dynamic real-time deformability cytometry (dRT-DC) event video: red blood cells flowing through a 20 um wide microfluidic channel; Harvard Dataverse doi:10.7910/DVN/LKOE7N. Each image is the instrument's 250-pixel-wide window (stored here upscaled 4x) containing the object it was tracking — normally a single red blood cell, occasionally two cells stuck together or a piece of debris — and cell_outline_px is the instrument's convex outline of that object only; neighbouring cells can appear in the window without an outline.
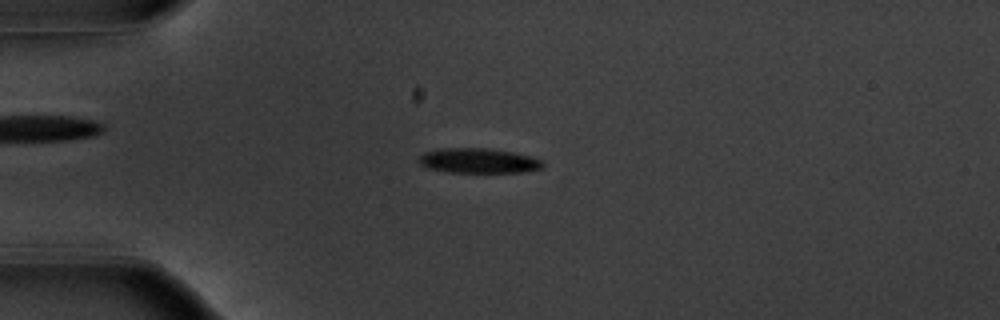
{"species": "common noctule bat (a hibernating species)", "species_latin": "Nyctalus noctula", "temperature_condition": "warm", "stored_images_in_passage": 54, "camera_frame_rate_fps": 3000, "um_per_image_px": 0.085, "animal": {"sex": "male", "body_mass_g": 20.1, "forearm_length_mm": 53.5}, "frame": {"image": 1, "passage_image": 14, "time_ms": 4.333, "image_size_px": [1000, 320], "cell_outline_px": [[544, 168], [520, 172], [448, 172], [428, 168], [420, 164], [416, 160], [424, 152], [440, 148], [492, 148], [516, 152], [532, 156], [544, 160]], "centroid_in_image_um": [40.7, 13.65], "position_along_channel_um": 44.3, "area_um2": 18.32}}
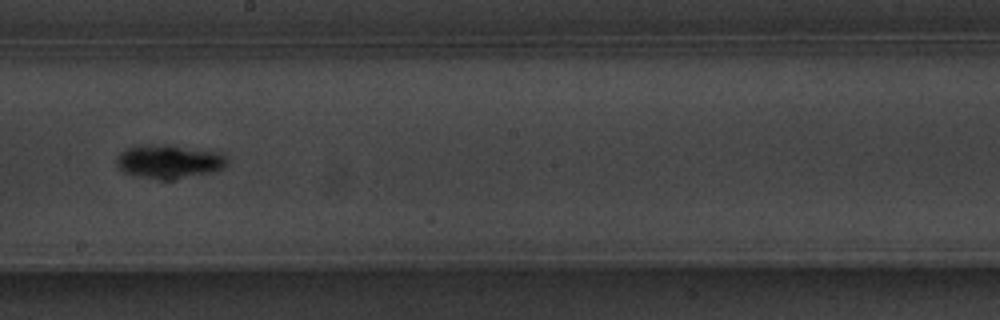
{"frame": {"image": 2, "passage_image": 31, "time_ms": 10.0, "image_size_px": [1000, 320], "cell_outline_px": [[228, 164], [224, 168], [216, 172], [172, 180], [164, 180], [140, 176], [124, 172], [116, 164], [116, 160], [120, 152], [136, 144], [172, 144], [220, 152], [228, 160]], "centroid_in_image_um": [14.41, 13.71], "position_along_channel_um": 233.8, "area_um2": 22.25}}
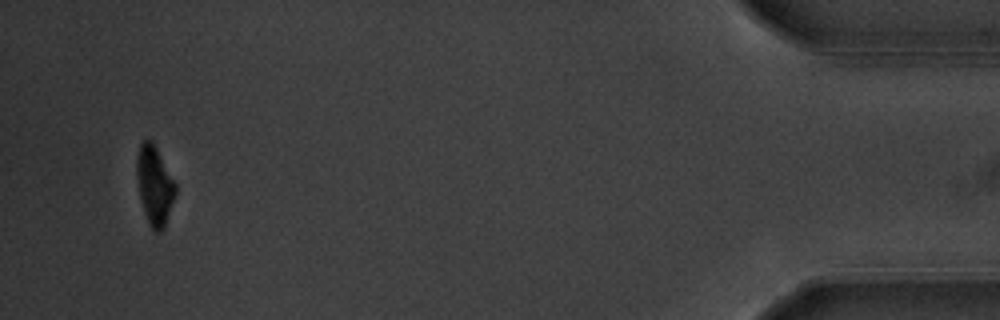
{"frame": {"image": 3, "passage_image": 52, "time_ms": 17.0, "image_size_px": [1000, 320], "cell_outline_px": [[176, 192], [164, 228], [160, 232], [152, 232], [148, 224], [140, 200], [136, 176], [136, 156], [140, 144], [144, 140], [152, 140], [176, 184]], "centroid_in_image_um": [13.11, 15.78], "position_along_channel_um": 422.1, "area_um2": 17.92}, "authors_computed_cell_mechanics": {"area_um2": 18.6694, "velocity_mm_per_s": 3.7583, "shape_relaxation_time_tau1_ms": 2.1646, "shape_relaxation_time_tau2_ms": null, "deformation_change_tau1": 0.1478, "deformation_change_tau2": null}}